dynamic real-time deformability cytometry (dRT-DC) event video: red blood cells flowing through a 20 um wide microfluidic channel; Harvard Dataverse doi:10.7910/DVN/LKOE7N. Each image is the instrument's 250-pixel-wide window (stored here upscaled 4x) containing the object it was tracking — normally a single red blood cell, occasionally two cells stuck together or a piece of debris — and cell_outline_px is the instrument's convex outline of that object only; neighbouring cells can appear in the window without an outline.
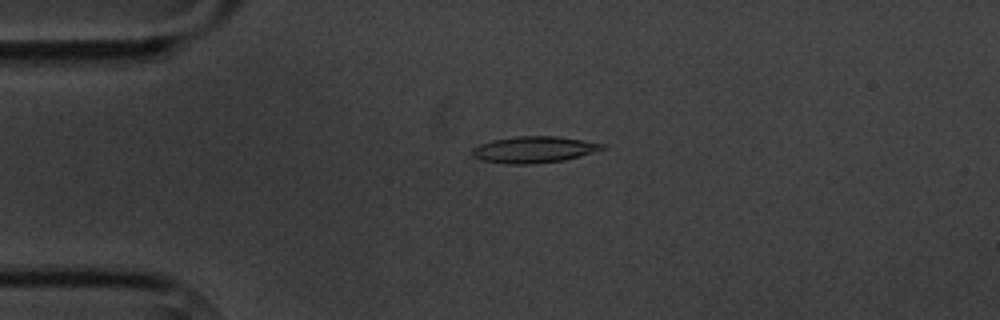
{"species": "common noctule bat (a hibernating species)", "species_latin": "Nyctalus noctula", "temperature_condition": "cold", "stored_images_in_passage": 4, "camera_frame_rate_fps": 3000, "um_per_image_px": 0.085, "animal": {"sex": "male", "body_mass_g": 20.1, "forearm_length_mm": 53.5}, "frame": {"image": 1, "passage_image": 4, "time_ms": 3.667, "image_size_px": [1000, 320], "cell_outline_px": [[604, 148], [592, 152], [564, 160], [536, 164], [508, 164], [480, 160], [472, 156], [472, 148], [480, 144], [496, 140], [516, 136], [556, 136], [604, 144]], "centroid_in_image_um": [45.32, 12.72], "position_along_channel_um": 39.7, "area_um2": 19.77}}